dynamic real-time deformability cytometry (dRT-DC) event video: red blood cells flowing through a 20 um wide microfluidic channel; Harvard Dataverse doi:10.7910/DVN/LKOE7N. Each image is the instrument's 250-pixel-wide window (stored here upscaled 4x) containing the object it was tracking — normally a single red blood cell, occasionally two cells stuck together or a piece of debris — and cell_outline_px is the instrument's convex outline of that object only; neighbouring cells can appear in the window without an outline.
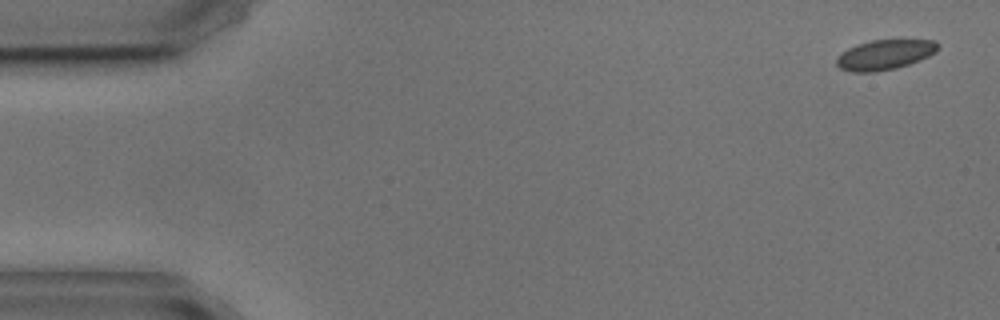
{"species": "common noctule bat (a hibernating species)", "species_latin": "Nyctalus noctula", "temperature_condition": "cold", "stored_images_in_passage": 5, "segment_of_instrument_passage": [2, 2], "camera_frame_rate_fps": 3000, "um_per_image_px": 0.085, "animal": {"sex": "male", "body_mass_g": 17.9, "forearm_length_mm": 54.2}, "frame": {"image": 1, "passage_image": 5, "time_ms": 5.0, "image_size_px": [1000, 320], "cell_outline_px": [[940, 48], [936, 52], [928, 56], [908, 64], [896, 68], [876, 72], [852, 72], [840, 68], [836, 64], [836, 56], [848, 48], [856, 44], [872, 40], [936, 40], [940, 44]], "centroid_in_image_um": [75.2, 4.64], "position_along_channel_um": 9.8, "area_um2": 17.8}}